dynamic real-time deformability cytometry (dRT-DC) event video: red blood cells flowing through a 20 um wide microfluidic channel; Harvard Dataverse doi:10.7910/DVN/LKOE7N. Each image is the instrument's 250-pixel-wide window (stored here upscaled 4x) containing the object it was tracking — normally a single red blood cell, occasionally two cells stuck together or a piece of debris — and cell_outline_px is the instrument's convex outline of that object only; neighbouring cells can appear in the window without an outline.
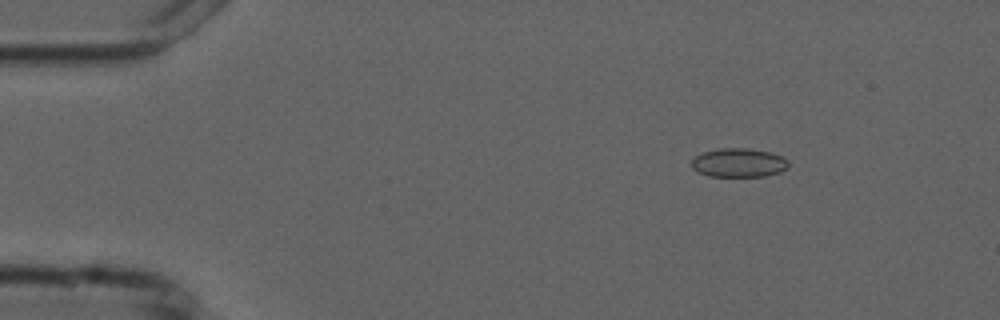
{"species": "common noctule bat (a hibernating species)", "species_latin": "Nyctalus noctula", "temperature_condition": "cold", "stored_images_in_passage": 3, "camera_frame_rate_fps": 3000, "um_per_image_px": 0.085, "animal": {"sex": "male", "forearm_length_mm": 52.5}, "frame": {"image": 1, "passage_image": 1, "time_ms": 0.0, "image_size_px": [1000, 320], "cell_outline_px": [[788, 168], [780, 172], [764, 176], [708, 176], [692, 168], [692, 160], [696, 156], [704, 152], [720, 148], [748, 148], [772, 152], [784, 156], [788, 160]], "centroid_in_image_um": [62.84, 13.82], "position_along_channel_um": 22.2, "area_um2": 16.36}}